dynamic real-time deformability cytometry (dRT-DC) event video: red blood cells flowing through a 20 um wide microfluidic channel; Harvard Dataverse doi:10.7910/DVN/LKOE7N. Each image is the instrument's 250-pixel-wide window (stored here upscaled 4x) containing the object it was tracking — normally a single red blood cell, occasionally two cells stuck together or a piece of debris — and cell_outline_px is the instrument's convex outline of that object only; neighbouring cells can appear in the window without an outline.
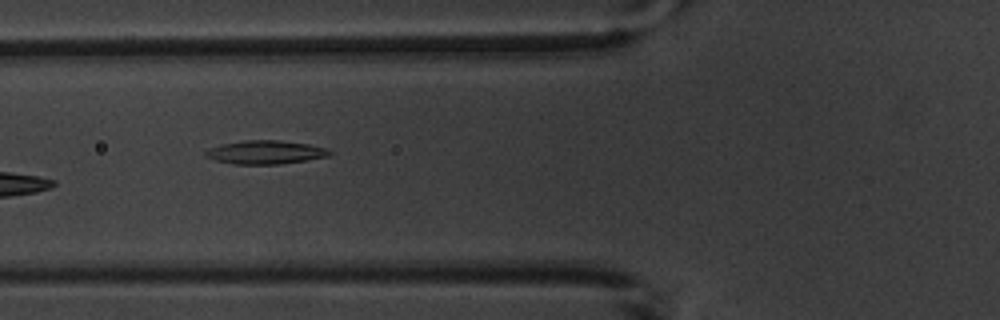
{"species": "common noctule bat (a hibernating species)", "species_latin": "Nyctalus noctula", "temperature_condition": "warm", "stored_images_in_passage": 6, "camera_frame_rate_fps": 3000, "um_per_image_px": 0.085, "animal": {"sex": "male", "body_mass_g": 20.1, "forearm_length_mm": 53.5}, "frame": {"image": 1, "passage_image": 5, "time_ms": 4.667, "image_size_px": [1000, 320], "cell_outline_px": [[332, 152], [328, 156], [280, 164], [232, 164], [216, 160], [204, 156], [204, 152], [208, 148], [220, 144], [244, 140], [280, 140], [308, 144], [324, 148]], "centroid_in_image_um": [22.49, 12.93], "position_along_channel_um": 103.3, "area_um2": 16.94}}
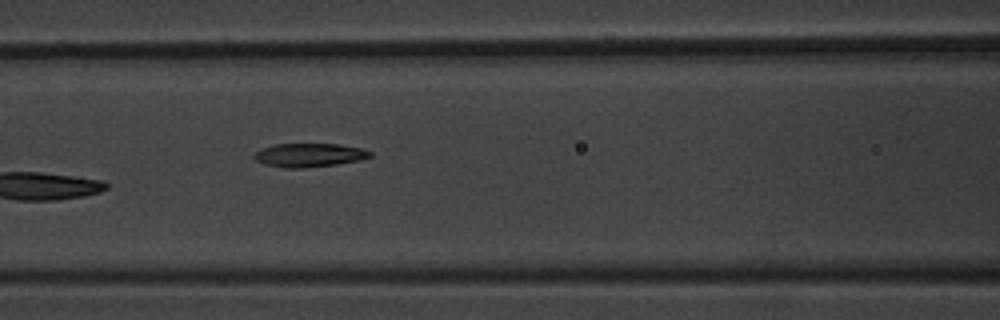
{"frame": {"image": 2, "passage_image": 6, "time_ms": 5.667, "image_size_px": [1000, 320], "cell_outline_px": [[372, 156], [360, 160], [336, 164], [300, 168], [284, 168], [264, 164], [256, 160], [252, 156], [256, 152], [264, 148], [276, 144], [340, 144], [364, 148], [372, 152]], "centroid_in_image_um": [26.32, 13.18], "position_along_channel_um": 140.3, "area_um2": 15.95}}